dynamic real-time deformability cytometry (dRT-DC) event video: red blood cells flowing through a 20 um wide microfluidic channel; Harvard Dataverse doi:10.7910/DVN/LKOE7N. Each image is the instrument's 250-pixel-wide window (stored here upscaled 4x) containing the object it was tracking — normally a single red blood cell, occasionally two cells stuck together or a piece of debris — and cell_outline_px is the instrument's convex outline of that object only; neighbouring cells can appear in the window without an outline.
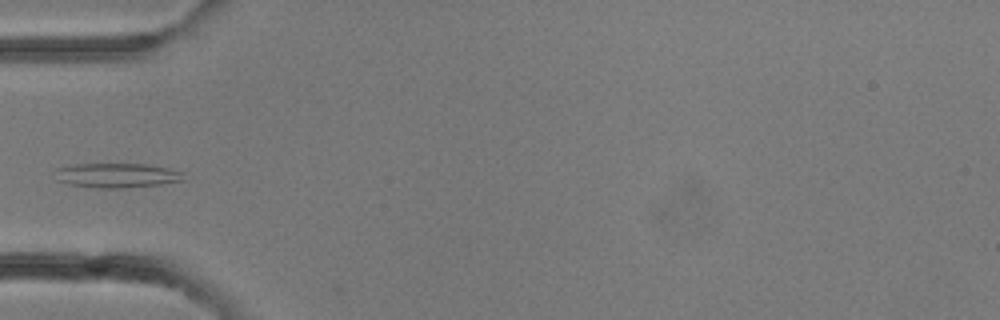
{"species": "common noctule bat (a hibernating species)", "species_latin": "Nyctalus noctula", "temperature_condition": "room temperature", "stored_images_in_passage": 31, "camera_frame_rate_fps": 3000, "um_per_image_px": 0.085, "animal": {"sex": "female"}, "frame": {"image": 1, "passage_image": 10, "time_ms": 3.0, "image_size_px": [1000, 320], "cell_outline_px": [[184, 180], [160, 184], [120, 188], [100, 188], [68, 184], [56, 180], [56, 168], [76, 164], [148, 164], [168, 168], [184, 172]], "centroid_in_image_um": [9.94, 14.9], "position_along_channel_um": 75.1, "area_um2": 18.32}}
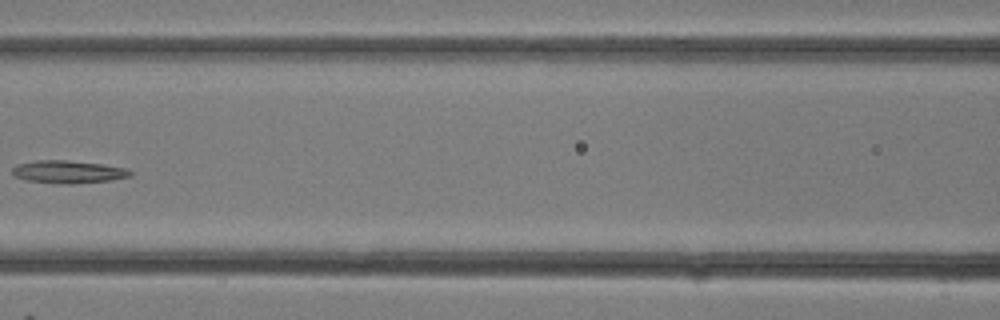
{"frame": {"image": 2, "passage_image": 14, "time_ms": 4.333, "image_size_px": [1000, 320], "cell_outline_px": [[132, 176], [112, 180], [72, 184], [60, 184], [24, 180], [12, 176], [12, 168], [20, 164], [36, 160], [68, 160], [100, 164], [124, 168], [132, 172]], "centroid_in_image_um": [5.76, 14.62], "position_along_channel_um": 160.8, "area_um2": 15.66}}
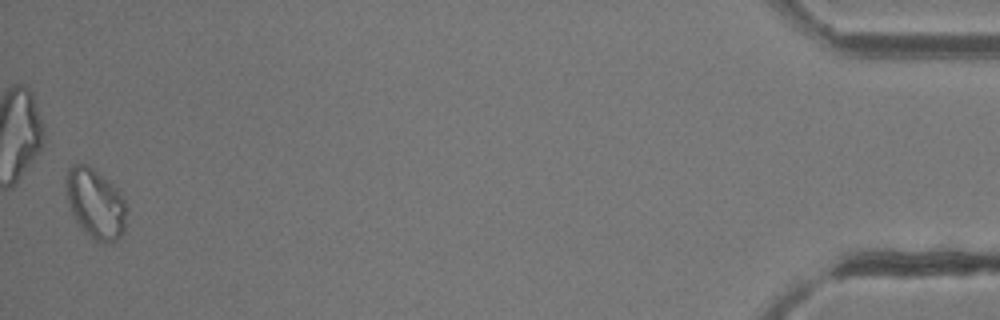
{"frame": {"image": 3, "passage_image": 31, "time_ms": 10.0, "image_size_px": [1000, 320], "cell_outline_px": [[128, 208], [124, 232], [116, 240], [104, 244], [88, 236], [80, 228], [72, 212], [68, 200], [68, 168], [72, 164], [88, 164], [108, 180], [120, 192]], "centroid_in_image_um": [8.17, 17.33], "position_along_channel_um": 427.0, "area_um2": 24.51}}